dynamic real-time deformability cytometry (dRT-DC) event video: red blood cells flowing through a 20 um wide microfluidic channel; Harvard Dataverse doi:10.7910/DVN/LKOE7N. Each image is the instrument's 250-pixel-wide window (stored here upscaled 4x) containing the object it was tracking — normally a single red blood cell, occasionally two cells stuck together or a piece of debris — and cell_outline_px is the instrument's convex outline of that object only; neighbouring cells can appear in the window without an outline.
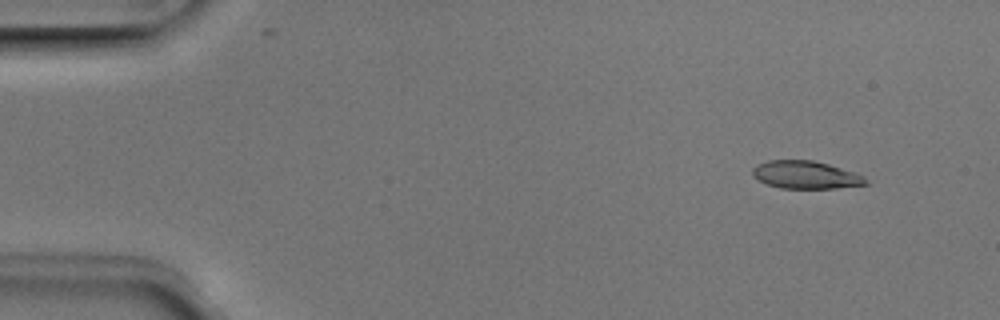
{"species": "Egyptian fruit bat (a non-hibernating species)", "species_latin": "Rousettus aegyptiacus", "temperature_condition": "room temperature", "stored_images_in_passage": 51, "camera_frame_rate_fps": 3000, "um_per_image_px": 0.085, "animal": {"sex": "male"}, "frame": {"image": 1, "passage_image": 5, "time_ms": 1.333, "image_size_px": [1000, 320], "cell_outline_px": [[868, 184], [836, 188], [780, 188], [768, 184], [752, 176], [752, 168], [756, 164], [768, 160], [812, 160], [828, 164], [856, 172], [864, 176]], "centroid_in_image_um": [68.47, 14.85], "position_along_channel_um": 16.5, "area_um2": 18.32}}
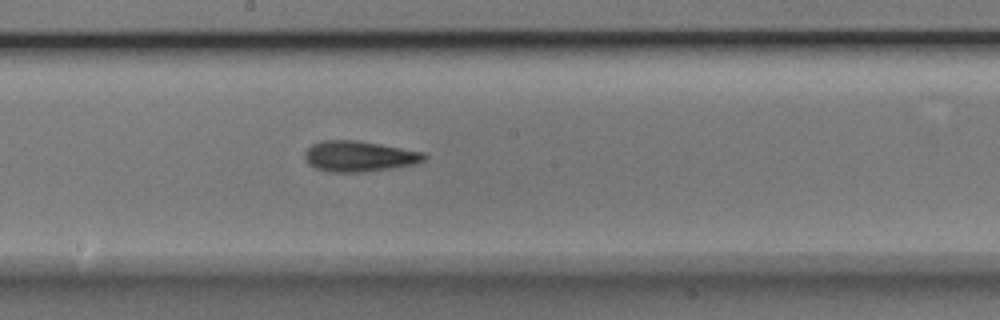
{"frame": {"image": 2, "passage_image": 28, "time_ms": 9.0, "image_size_px": [1000, 320], "cell_outline_px": [[428, 156], [424, 160], [412, 164], [388, 168], [360, 172], [332, 172], [316, 168], [308, 164], [304, 156], [304, 152], [312, 144], [320, 140], [356, 140], [380, 144], [424, 152]], "centroid_in_image_um": [30.48, 13.27], "position_along_channel_um": 217.7, "area_um2": 21.15}}
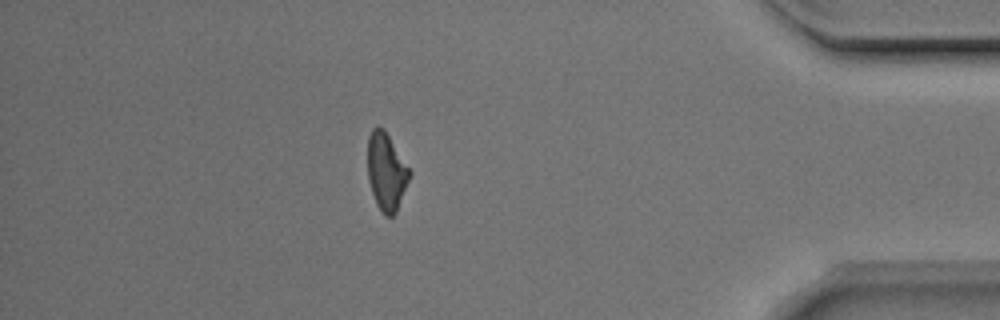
{"frame": {"image": 3, "passage_image": 45, "time_ms": 14.667, "image_size_px": [1000, 320], "cell_outline_px": [[412, 172], [396, 212], [392, 216], [384, 216], [376, 204], [368, 180], [368, 136], [372, 128], [384, 128]], "centroid_in_image_um": [32.84, 14.6], "position_along_channel_um": 402.4, "area_um2": 18.84}, "authors_computed_cell_mechanics": {"area_um2": 19.652, "velocity_mm_per_s": 3.9739, "shape_relaxation_time_tau1_ms": 5.1103, "shape_relaxation_time_tau2_ms": 3.4993, "deformation_change_tau1": 0.144, "deformation_change_tau2": 0.1249}}